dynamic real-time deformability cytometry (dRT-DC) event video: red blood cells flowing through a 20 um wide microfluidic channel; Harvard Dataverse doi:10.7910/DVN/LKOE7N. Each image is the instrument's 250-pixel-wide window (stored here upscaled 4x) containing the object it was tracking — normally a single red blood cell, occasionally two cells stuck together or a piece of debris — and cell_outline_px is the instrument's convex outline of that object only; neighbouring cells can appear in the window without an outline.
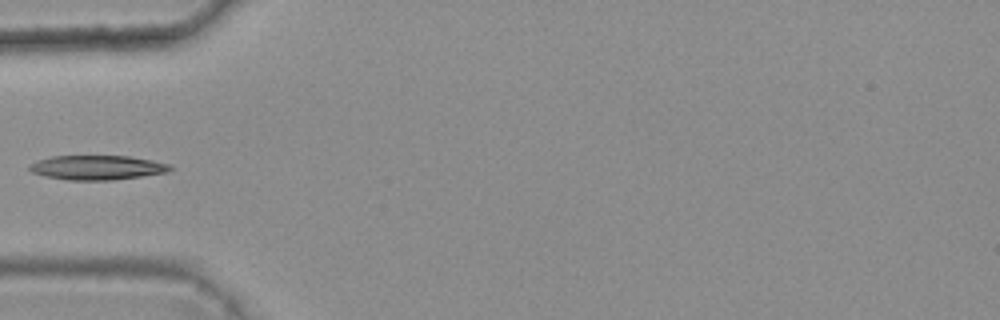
{"species": "common noctule bat (a hibernating species)", "species_latin": "Nyctalus noctula", "temperature_condition": "warm", "stored_images_in_passage": 6, "segment_of_instrument_passage": [2, 2], "camera_frame_rate_fps": 3000, "um_per_image_px": 0.085, "animal": {"sex": "female", "body_mass_g": 25.1}, "frame": {"image": 1, "passage_image": 5, "time_ms": 1.333, "image_size_px": [1000, 320], "cell_outline_px": [[172, 168], [168, 172], [112, 180], [68, 180], [44, 176], [32, 172], [28, 168], [28, 164], [36, 160], [52, 156], [128, 156], [152, 160], [168, 164]], "centroid_in_image_um": [8.2, 14.24], "position_along_channel_um": 76.8, "area_um2": 20.0}}
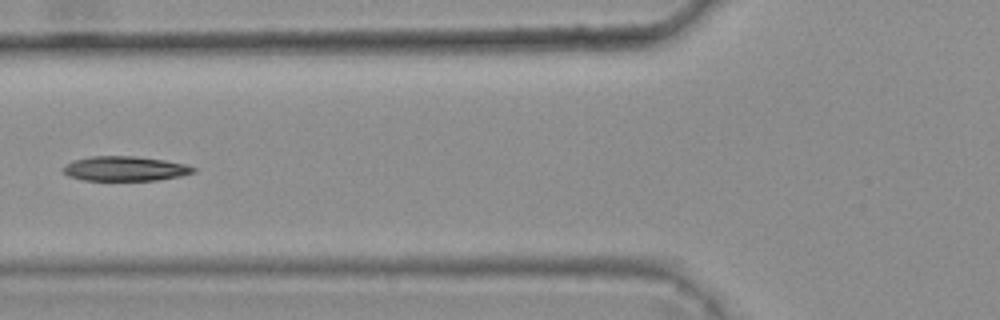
{"frame": {"image": 2, "passage_image": 6, "time_ms": 1.667, "image_size_px": [1000, 320], "cell_outline_px": [[196, 172], [180, 176], [156, 180], [84, 180], [68, 176], [64, 172], [64, 164], [76, 160], [92, 156], [136, 156], [164, 160], [184, 164], [196, 168]], "centroid_in_image_um": [10.64, 14.33], "position_along_channel_um": 115.2, "area_um2": 18.55}}